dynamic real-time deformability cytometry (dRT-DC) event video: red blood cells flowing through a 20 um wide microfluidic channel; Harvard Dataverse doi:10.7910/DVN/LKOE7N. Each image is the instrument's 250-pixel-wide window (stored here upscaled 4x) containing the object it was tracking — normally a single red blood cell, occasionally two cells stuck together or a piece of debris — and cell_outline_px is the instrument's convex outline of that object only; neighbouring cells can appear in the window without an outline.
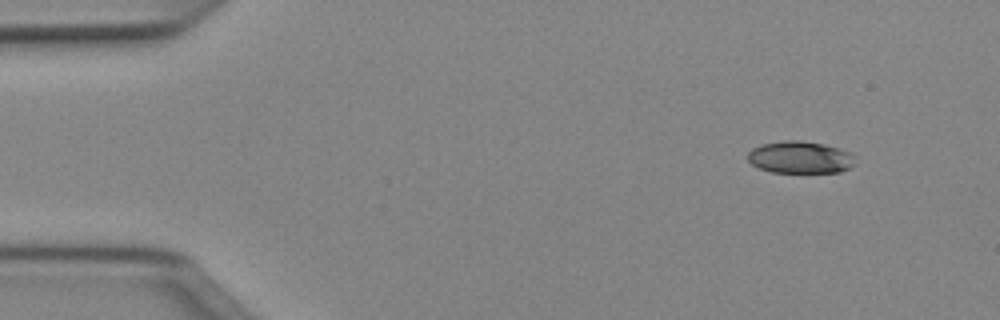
{"species": "Egyptian fruit bat (a non-hibernating species)", "species_latin": "Rousettus aegyptiacus", "temperature_condition": "cold", "stored_images_in_passage": 46, "camera_frame_rate_fps": 3000, "um_per_image_px": 0.085, "animal": {"sex": "female"}, "frame": {"image": 1, "passage_image": 1, "time_ms": 0.0, "image_size_px": [1000, 320], "cell_outline_px": [[852, 164], [848, 168], [840, 172], [772, 172], [760, 168], [752, 164], [748, 160], [748, 152], [752, 148], [760, 144], [784, 140], [800, 140], [824, 144], [852, 152]], "centroid_in_image_um": [67.97, 13.36], "position_along_channel_um": 17.0, "area_um2": 20.0}}
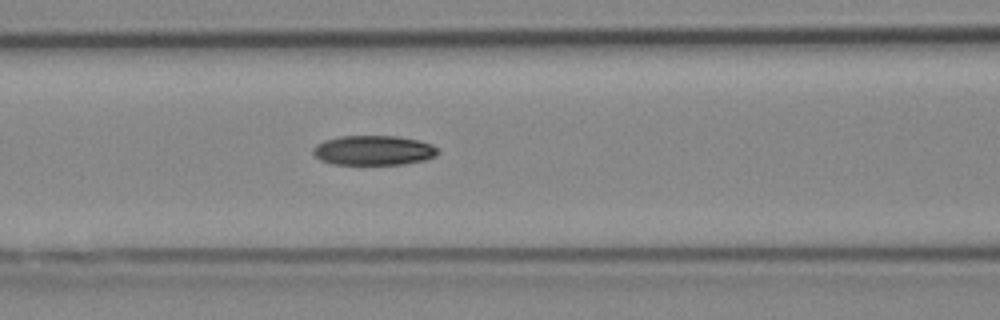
{"frame": {"image": 2, "passage_image": 17, "time_ms": 5.333, "image_size_px": [1000, 320], "cell_outline_px": [[440, 152], [436, 156], [424, 160], [404, 164], [332, 164], [320, 160], [312, 152], [312, 148], [316, 144], [324, 140], [340, 136], [396, 136], [420, 140], [432, 144]], "centroid_in_image_um": [31.75, 12.77], "position_along_channel_um": 134.9, "area_um2": 21.73}}
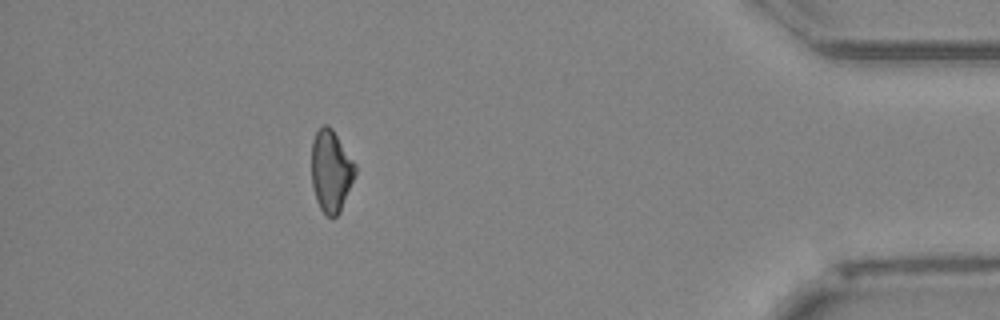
{"frame": {"image": 3, "passage_image": 41, "time_ms": 13.333, "image_size_px": [1000, 320], "cell_outline_px": [[356, 172], [340, 212], [336, 216], [328, 216], [320, 208], [316, 200], [312, 184], [312, 140], [316, 132], [324, 124], [328, 124], [332, 128], [356, 164]], "centroid_in_image_um": [28.13, 14.51], "position_along_channel_um": 407.1, "area_um2": 20.69}, "authors_computed_cell_mechanics": {"area_um2": 21.7328, "velocity_mm_per_s": 4.0392, "shape_relaxation_time_tau1_ms": 6.2875, "shape_relaxation_time_tau2_ms": null, "deformation_change_tau1": 0.1541, "deformation_change_tau2": null}}